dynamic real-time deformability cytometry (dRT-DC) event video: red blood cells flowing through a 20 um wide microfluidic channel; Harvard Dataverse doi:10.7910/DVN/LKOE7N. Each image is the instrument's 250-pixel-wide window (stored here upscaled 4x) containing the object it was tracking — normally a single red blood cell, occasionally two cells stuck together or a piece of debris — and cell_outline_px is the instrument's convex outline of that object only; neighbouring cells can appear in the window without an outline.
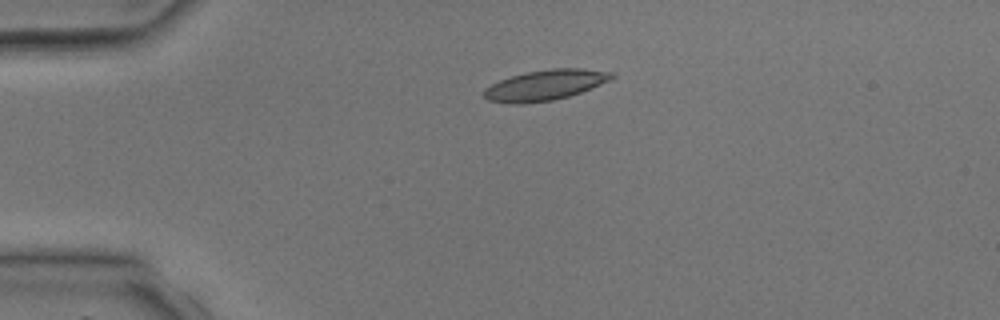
{"species": "common noctule bat (a hibernating species)", "species_latin": "Nyctalus noctula", "temperature_condition": "room temperature", "stored_images_in_passage": 3, "camera_frame_rate_fps": 3000, "um_per_image_px": 0.085, "animal": {"sex": "male", "body_mass_g": 17.9, "forearm_length_mm": 54.2}, "frame": {"image": 1, "passage_image": 2, "time_ms": 2.0, "image_size_px": [1000, 320], "cell_outline_px": [[616, 76], [612, 80], [592, 88], [568, 96], [552, 100], [520, 104], [512, 104], [488, 100], [484, 96], [484, 88], [500, 80], [512, 76], [528, 72], [552, 68], [584, 68], [616, 72]], "centroid_in_image_um": [46.41, 7.22], "position_along_channel_um": 38.6, "area_um2": 22.72}}